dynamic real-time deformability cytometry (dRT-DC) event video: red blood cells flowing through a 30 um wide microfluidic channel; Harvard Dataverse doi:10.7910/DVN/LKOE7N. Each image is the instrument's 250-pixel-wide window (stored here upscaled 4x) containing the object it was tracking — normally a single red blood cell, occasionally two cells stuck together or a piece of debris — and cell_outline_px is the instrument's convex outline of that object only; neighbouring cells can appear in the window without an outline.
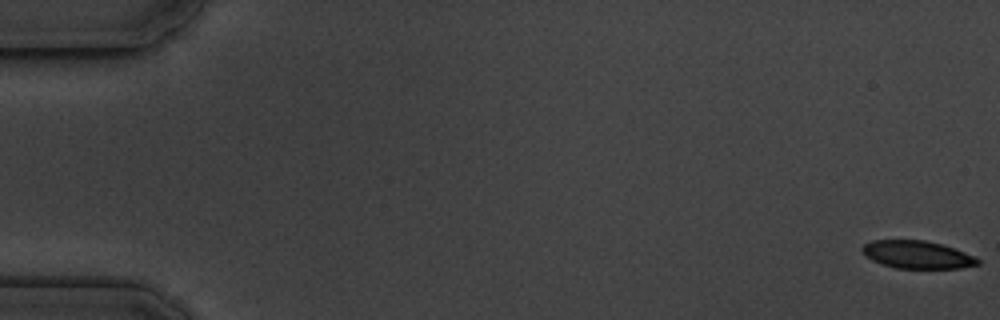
{"species": "common noctule bat (a hibernating species)", "species_latin": "Nyctalus noctula", "temperature_condition": "cold", "stored_images_in_passage": 5, "camera_frame_rate_fps": 3000, "um_per_image_px": 0.085, "animal": {"sex": "male", "body_mass_g": 19.5, "forearm_length_mm": 54.6}, "frame": {"image": 1, "passage_image": 1, "time_ms": 0.0, "image_size_px": [1000, 320], "cell_outline_px": [[980, 264], [960, 268], [896, 268], [872, 260], [860, 248], [864, 244], [872, 240], [924, 240], [940, 244], [976, 256], [980, 260]], "centroid_in_image_um": [77.99, 21.64], "position_along_channel_um": 7.0, "area_um2": 18.44}}
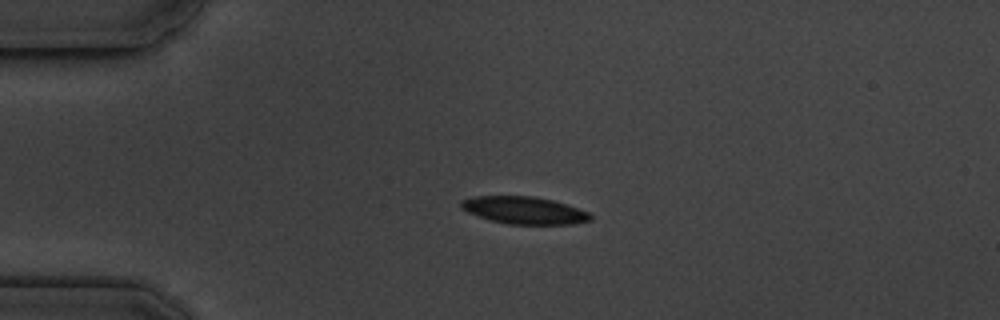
{"frame": {"image": 2, "passage_image": 4, "time_ms": 4.333, "image_size_px": [1000, 320], "cell_outline_px": [[592, 220], [572, 224], [508, 224], [492, 220], [468, 212], [460, 208], [460, 200], [472, 196], [532, 196], [552, 200], [568, 204], [588, 212], [592, 216]], "centroid_in_image_um": [44.55, 17.87], "position_along_channel_um": 40.4, "area_um2": 20.58}}